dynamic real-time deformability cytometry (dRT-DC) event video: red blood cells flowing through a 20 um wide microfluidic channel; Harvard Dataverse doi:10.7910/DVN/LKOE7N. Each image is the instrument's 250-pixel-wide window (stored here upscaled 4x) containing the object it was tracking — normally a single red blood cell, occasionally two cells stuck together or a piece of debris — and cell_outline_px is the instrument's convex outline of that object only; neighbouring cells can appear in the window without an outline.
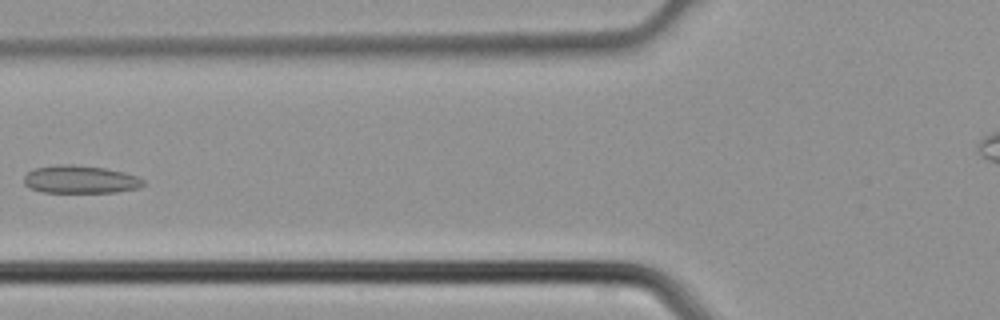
{"species": "common noctule bat (a hibernating species)", "species_latin": "Nyctalus noctula", "temperature_condition": "cold", "stored_images_in_passage": 5, "camera_frame_rate_fps": 3000, "um_per_image_px": 0.085, "animal": {"sex": "male", "body_mass_g": 21.5, "forearm_length_mm": 52.0}, "frame": {"image": 1, "passage_image": 5, "time_ms": 1.333, "image_size_px": [1000, 320], "cell_outline_px": [[144, 184], [140, 188], [116, 192], [44, 192], [28, 188], [24, 184], [24, 176], [28, 172], [36, 168], [60, 164], [72, 164], [104, 168], [124, 172], [136, 176], [144, 180]], "centroid_in_image_um": [6.82, 15.25], "position_along_channel_um": 119.0, "area_um2": 19.36}}